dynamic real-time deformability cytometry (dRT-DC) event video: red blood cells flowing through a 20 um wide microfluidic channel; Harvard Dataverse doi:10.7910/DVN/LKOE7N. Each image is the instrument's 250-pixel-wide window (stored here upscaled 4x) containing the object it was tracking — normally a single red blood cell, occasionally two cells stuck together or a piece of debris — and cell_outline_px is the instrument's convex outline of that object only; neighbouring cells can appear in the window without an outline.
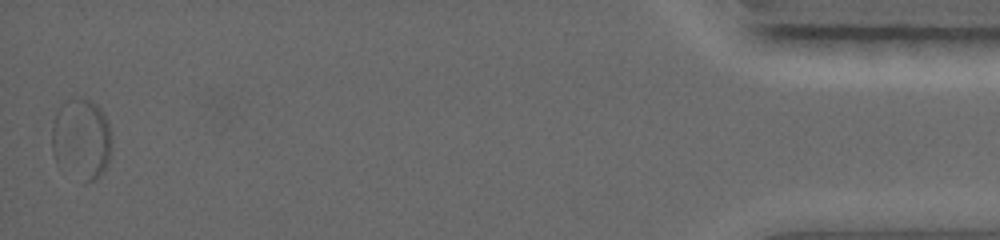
{"species": "common noctule bat (a hibernating species)", "species_latin": "Nyctalus noctula", "temperature_condition": "warm", "stored_images_in_passage": 20, "segment_of_instrument_passage": [2, 2], "camera_frame_rate_fps": 5000, "um_per_image_px": 0.085, "animal": {"sex": "female", "body_mass_g": 19.0, "forearm_length_mm": 56.7}, "frame": {"image": 1, "passage_image": 20, "time_ms": 13.4, "image_size_px": [1000, 240], "cell_outline_px": [[112, 148], [104, 172], [96, 180], [84, 184], [80, 104], [80, 100], [88, 100], [96, 104], [104, 112], [108, 124], [112, 140]], "centroid_in_image_um": [8.03, 11.95], "position_along_channel_um": 427.2, "area_um2": 14.22}}